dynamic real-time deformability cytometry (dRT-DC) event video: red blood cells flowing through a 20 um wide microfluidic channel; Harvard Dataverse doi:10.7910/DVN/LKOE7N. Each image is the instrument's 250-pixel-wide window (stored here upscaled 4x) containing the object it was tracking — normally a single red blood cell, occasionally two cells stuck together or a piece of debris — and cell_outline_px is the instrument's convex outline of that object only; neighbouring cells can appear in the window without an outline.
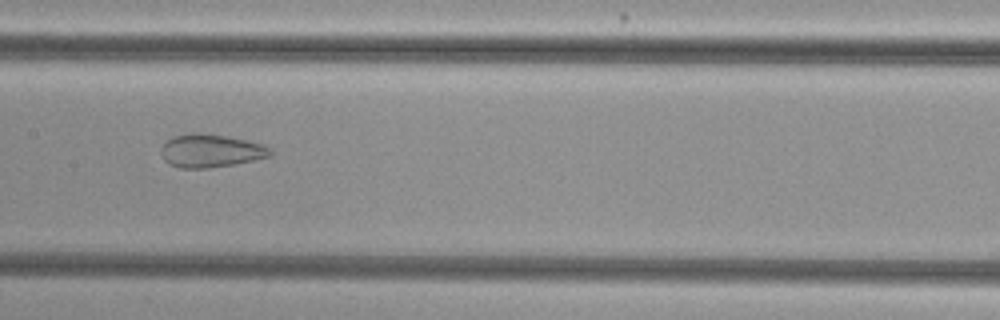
{"species": "common noctule bat (a hibernating species)", "species_latin": "Nyctalus noctula", "temperature_condition": "cold", "stored_images_in_passage": 38, "camera_frame_rate_fps": 3000, "um_per_image_px": 0.085, "animal": {"sex": "female", "body_mass_g": 29.2, "forearm_length_mm": 56.3}, "frame": {"image": 1, "passage_image": 12, "time_ms": 3.667, "image_size_px": [1000, 320], "cell_outline_px": [[272, 156], [232, 164], [208, 168], [180, 168], [168, 164], [164, 160], [160, 152], [160, 148], [168, 140], [176, 136], [192, 132], [200, 132], [228, 136], [264, 144], [272, 152]], "centroid_in_image_um": [17.89, 12.81], "position_along_channel_um": 189.5, "area_um2": 21.1}}
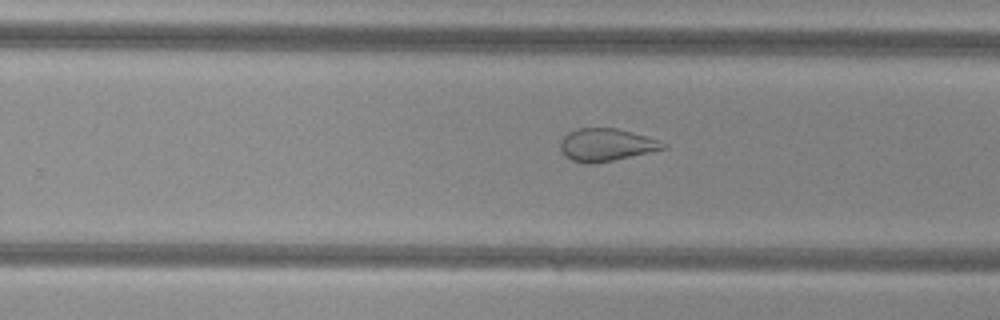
{"frame": {"image": 2, "passage_image": 19, "time_ms": 6.0, "image_size_px": [1000, 320], "cell_outline_px": [[668, 148], [612, 160], [592, 164], [584, 164], [572, 160], [564, 156], [560, 148], [560, 140], [568, 132], [576, 128], [616, 128], [648, 136], [660, 140], [668, 144]], "centroid_in_image_um": [51.53, 12.3], "position_along_channel_um": 278.3, "area_um2": 19.71}}
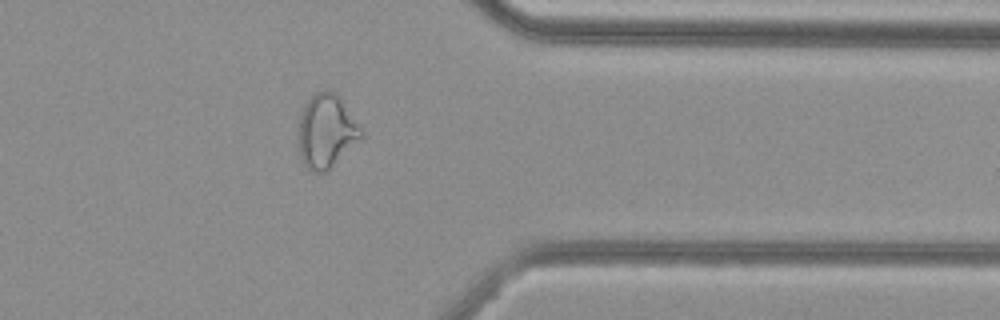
{"frame": {"image": 3, "passage_image": 28, "time_ms": 9.0, "image_size_px": [1000, 320], "cell_outline_px": [[364, 136], [324, 172], [312, 172], [300, 160], [300, 116], [304, 104], [316, 92], [332, 92], [340, 100], [364, 132]], "centroid_in_image_um": [27.73, 11.18], "position_along_channel_um": 383.7, "area_um2": 25.84}, "authors_computed_cell_mechanics": {"area_um2": 24.0737, "velocity_mm_per_s": 3.8127, "shape_relaxation_time_tau1_ms": null, "shape_relaxation_time_tau2_ms": 1.6968, "deformation_change_tau1": null, "deformation_change_tau2": 0.0828}}